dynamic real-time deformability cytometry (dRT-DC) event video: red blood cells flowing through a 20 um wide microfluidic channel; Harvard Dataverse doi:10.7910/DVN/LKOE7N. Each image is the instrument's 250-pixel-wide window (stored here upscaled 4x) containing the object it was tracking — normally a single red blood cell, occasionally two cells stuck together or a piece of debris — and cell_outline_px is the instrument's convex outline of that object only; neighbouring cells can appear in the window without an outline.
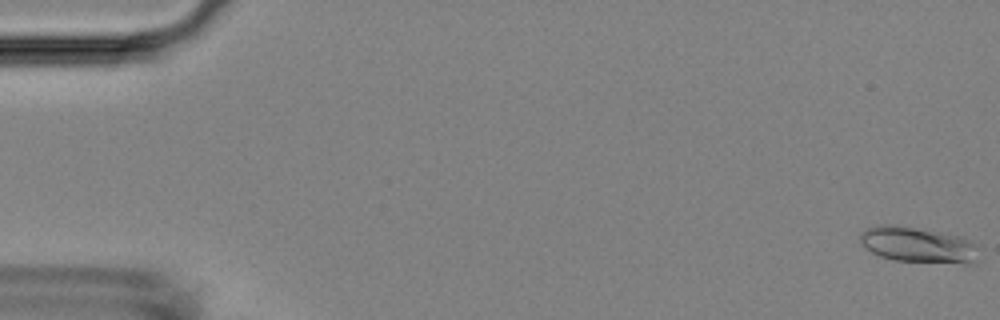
{"species": "Egyptian fruit bat (a non-hibernating species)", "species_latin": "Rousettus aegyptiacus", "temperature_condition": "room temperature", "stored_images_in_passage": 55, "segment_of_instrument_passage": [1, 2], "camera_frame_rate_fps": 3000, "um_per_image_px": 0.085, "animal": {"sex": "female"}, "frame": {"image": 1, "passage_image": 1, "time_ms": 0.0, "image_size_px": [1000, 320], "cell_outline_px": [[980, 244], [976, 260], [972, 264], [964, 264], [896, 260], [880, 256], [872, 252], [860, 244], [860, 232], [868, 228], [884, 224], [940, 232], [960, 236], [972, 240]], "centroid_in_image_um": [78.1, 20.83], "position_along_channel_um": 6.9, "area_um2": 24.74}}
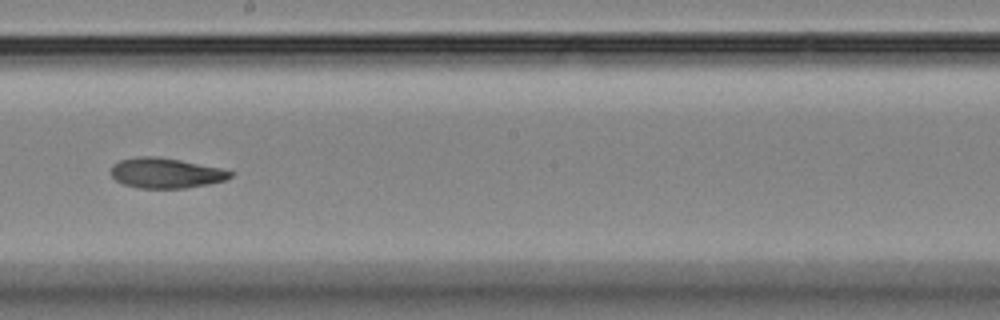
{"frame": {"image": 2, "passage_image": 31, "time_ms": 10.0, "image_size_px": [1000, 320], "cell_outline_px": [[232, 176], [224, 180], [208, 184], [184, 188], [136, 188], [124, 184], [116, 180], [112, 176], [112, 164], [120, 160], [136, 156], [156, 156], [180, 160], [220, 168], [232, 172]], "centroid_in_image_um": [14.05, 14.7], "position_along_channel_um": 234.1, "area_um2": 20.87}}
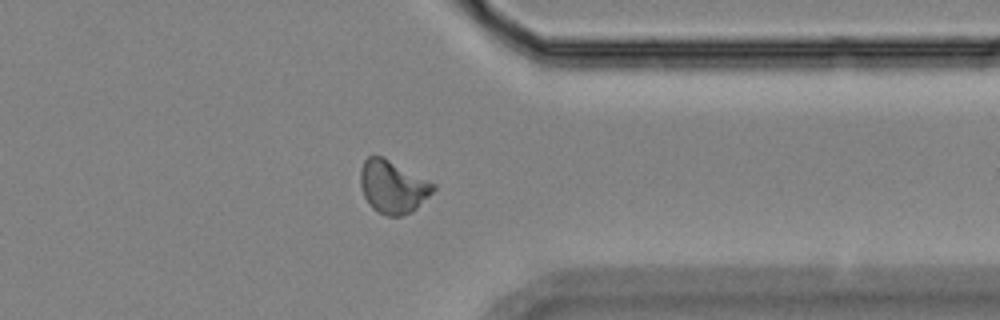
{"frame": {"image": 3, "passage_image": 43, "time_ms": 14.0, "image_size_px": [1000, 320], "cell_outline_px": [[436, 188], [412, 212], [400, 216], [388, 216], [376, 212], [372, 208], [364, 196], [360, 184], [360, 168], [364, 160], [368, 156], [384, 156], [436, 184]], "centroid_in_image_um": [33.37, 15.86], "position_along_channel_um": 378.0, "area_um2": 22.54}}